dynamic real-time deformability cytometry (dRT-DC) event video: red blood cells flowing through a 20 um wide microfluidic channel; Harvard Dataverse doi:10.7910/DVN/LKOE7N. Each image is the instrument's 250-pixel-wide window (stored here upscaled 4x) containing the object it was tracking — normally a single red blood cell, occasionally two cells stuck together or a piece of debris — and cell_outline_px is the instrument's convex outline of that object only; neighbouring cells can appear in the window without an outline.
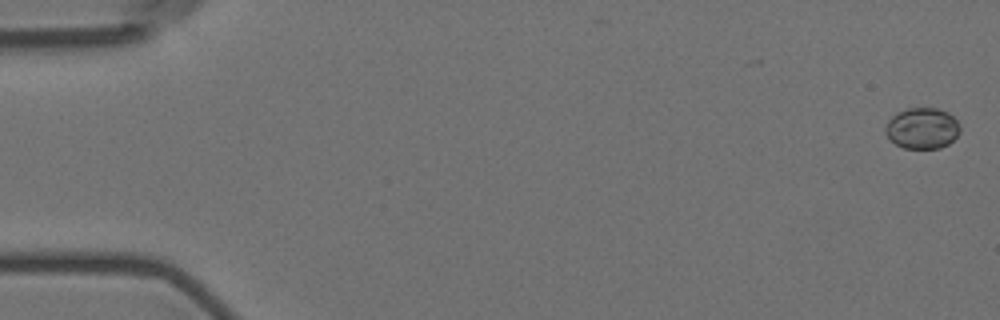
{"species": "Egyptian fruit bat (a non-hibernating species)", "species_latin": "Rousettus aegyptiacus", "temperature_condition": "room temperature", "stored_images_in_passage": 5, "camera_frame_rate_fps": 3000, "um_per_image_px": 0.085, "animal": {"sex": "female"}, "frame": {"image": 1, "passage_image": 1, "time_ms": 0.0, "image_size_px": [1000, 320], "cell_outline_px": [[960, 132], [948, 144], [940, 148], [904, 148], [896, 144], [884, 132], [884, 128], [888, 120], [896, 112], [908, 108], [936, 108], [948, 112], [960, 124]], "centroid_in_image_um": [78.38, 10.89], "position_along_channel_um": 6.6, "area_um2": 17.86}}
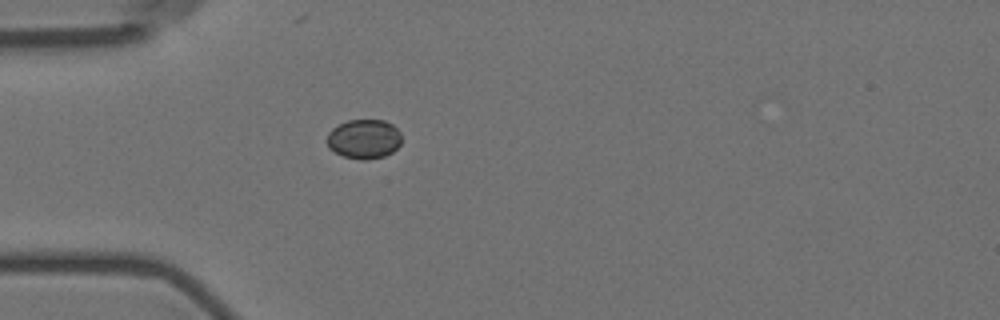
{"frame": {"image": 2, "passage_image": 5, "time_ms": 5.333, "image_size_px": [1000, 320], "cell_outline_px": [[400, 144], [392, 152], [384, 156], [364, 160], [360, 160], [344, 156], [328, 148], [328, 132], [332, 128], [348, 120], [384, 120], [392, 124], [400, 132]], "centroid_in_image_um": [30.94, 11.81], "position_along_channel_um": 54.1, "area_um2": 16.99}}